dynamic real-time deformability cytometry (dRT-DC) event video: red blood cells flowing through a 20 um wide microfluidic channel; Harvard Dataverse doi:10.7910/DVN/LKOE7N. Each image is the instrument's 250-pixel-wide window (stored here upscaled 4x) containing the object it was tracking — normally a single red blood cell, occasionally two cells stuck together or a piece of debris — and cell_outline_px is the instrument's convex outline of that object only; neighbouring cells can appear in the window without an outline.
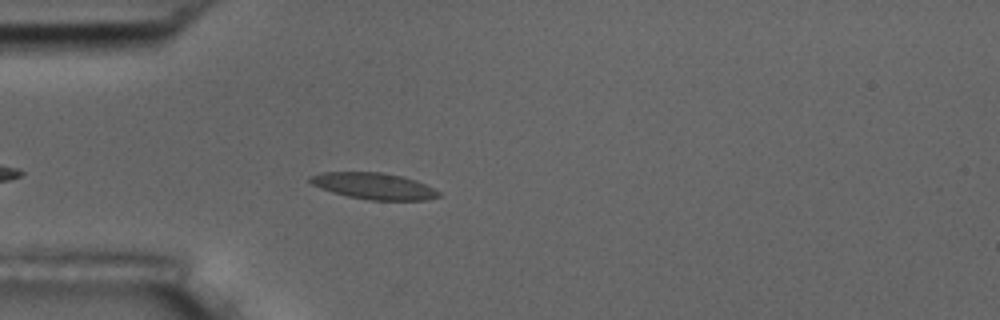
{"species": "common noctule bat (a hibernating species)", "species_latin": "Nyctalus noctula", "temperature_condition": "room temperature", "stored_images_in_passage": 13, "camera_frame_rate_fps": 3000, "um_per_image_px": 0.085, "animal": {"sex": "male", "body_mass_g": 17.5, "forearm_length_mm": 52.3}, "frame": {"image": 1, "passage_image": 8, "time_ms": 2.333, "image_size_px": [1000, 320], "cell_outline_px": [[440, 196], [428, 200], [368, 200], [348, 196], [332, 192], [320, 188], [312, 184], [308, 180], [308, 176], [320, 172], [380, 172], [404, 176], [416, 180], [440, 192]], "centroid_in_image_um": [31.75, 15.81], "position_along_channel_um": 53.3, "area_um2": 19.88}}